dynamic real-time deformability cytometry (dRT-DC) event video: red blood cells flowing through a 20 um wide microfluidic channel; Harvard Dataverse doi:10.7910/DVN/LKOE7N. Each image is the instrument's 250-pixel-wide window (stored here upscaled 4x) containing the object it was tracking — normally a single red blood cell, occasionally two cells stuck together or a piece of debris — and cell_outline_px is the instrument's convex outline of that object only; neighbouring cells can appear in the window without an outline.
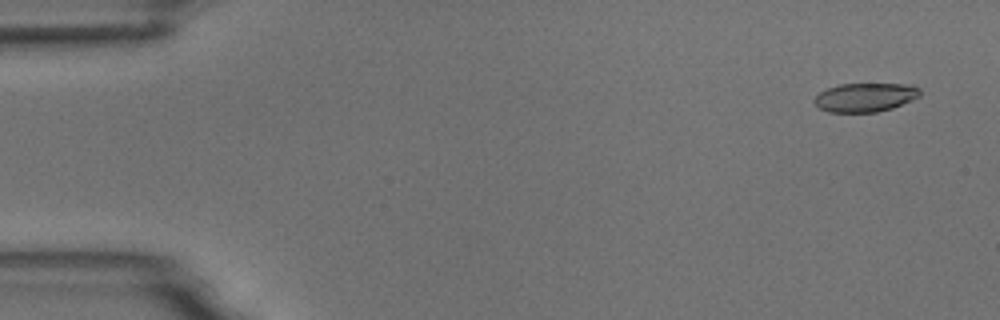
{"species": "common noctule bat (a hibernating species)", "species_latin": "Nyctalus noctula", "temperature_condition": "room temperature", "stored_images_in_passage": 6, "camera_frame_rate_fps": 3000, "um_per_image_px": 0.085, "animal": {"sex": "male", "body_mass_g": 18.8}, "frame": {"image": 1, "passage_image": 1, "time_ms": 0.0, "image_size_px": [1000, 320], "cell_outline_px": [[920, 96], [912, 100], [892, 108], [876, 112], [828, 112], [820, 108], [812, 100], [820, 92], [828, 88], [840, 84], [912, 84], [920, 88]], "centroid_in_image_um": [73.56, 8.27], "position_along_channel_um": 11.4, "area_um2": 17.74}}
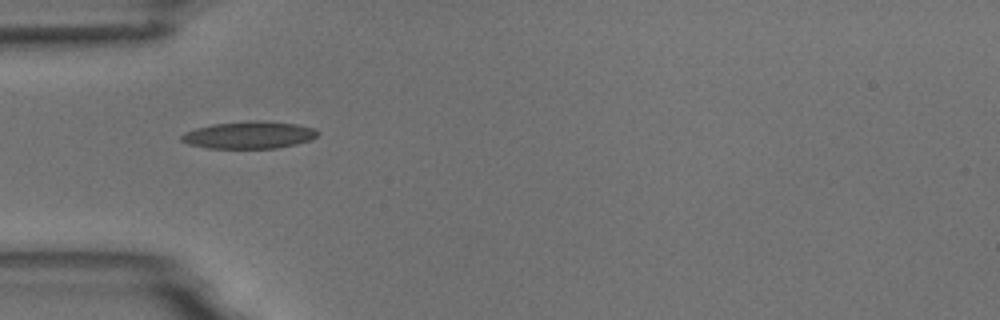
{"frame": {"image": 2, "passage_image": 5, "time_ms": 4.667, "image_size_px": [1000, 320], "cell_outline_px": [[320, 132], [312, 140], [296, 144], [276, 148], [208, 148], [188, 144], [180, 140], [180, 136], [184, 132], [196, 128], [212, 124], [256, 120], [296, 124], [316, 128]], "centroid_in_image_um": [21.18, 11.47], "position_along_channel_um": 63.8, "area_um2": 21.68}}